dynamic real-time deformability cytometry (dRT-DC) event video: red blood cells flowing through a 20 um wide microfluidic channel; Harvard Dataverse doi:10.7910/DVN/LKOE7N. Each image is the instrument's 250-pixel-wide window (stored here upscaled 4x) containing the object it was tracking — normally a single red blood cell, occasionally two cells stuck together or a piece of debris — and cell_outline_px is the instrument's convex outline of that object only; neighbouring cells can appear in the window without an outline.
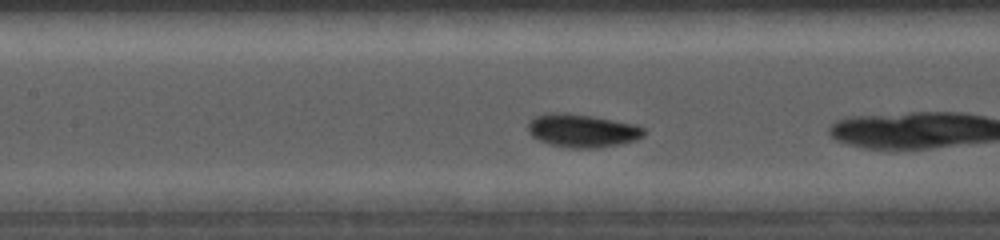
{"species": "common noctule bat (a hibernating species)", "species_latin": "Nyctalus noctula", "temperature_condition": "cold", "stored_images_in_passage": 16, "camera_frame_rate_fps": 5000, "um_per_image_px": 0.085, "animal": {"sex": "female", "body_mass_g": 19.0, "forearm_length_mm": 56.7}, "frame": {"image": 1, "passage_image": 7, "time_ms": 2.2, "image_size_px": [1000, 240], "cell_outline_px": [[648, 132], [644, 136], [636, 140], [620, 144], [600, 148], [572, 148], [552, 144], [540, 140], [532, 136], [528, 132], [528, 124], [536, 116], [544, 112], [568, 112], [592, 116], [636, 124], [644, 128]], "centroid_in_image_um": [49.53, 11.09], "position_along_channel_um": 157.9, "area_um2": 22.66}}